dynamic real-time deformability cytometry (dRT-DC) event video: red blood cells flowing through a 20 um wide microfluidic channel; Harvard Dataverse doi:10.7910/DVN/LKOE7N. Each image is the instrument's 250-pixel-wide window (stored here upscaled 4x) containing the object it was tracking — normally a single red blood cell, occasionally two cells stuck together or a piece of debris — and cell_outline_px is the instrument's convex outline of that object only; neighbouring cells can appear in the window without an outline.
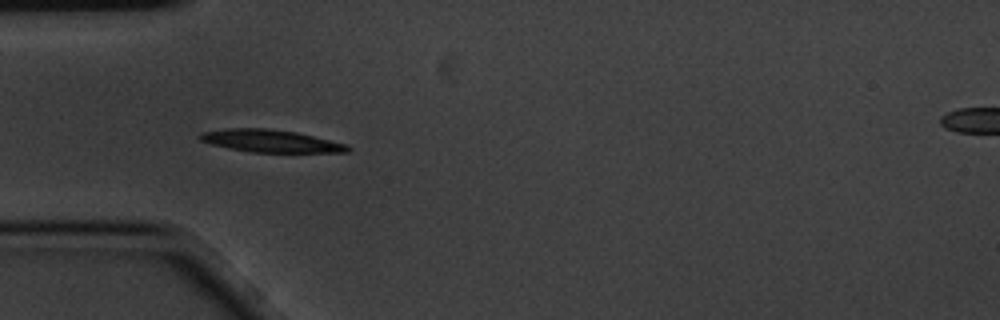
{"species": "common noctule bat (a hibernating species)", "species_latin": "Nyctalus noctula", "temperature_condition": "cold", "stored_images_in_passage": 3, "camera_frame_rate_fps": 3000, "um_per_image_px": 0.085, "animal": {"sex": "male", "body_mass_g": 20.1, "forearm_length_mm": 53.5}, "frame": {"image": 1, "passage_image": 3, "time_ms": 0.667, "image_size_px": [1000, 320], "cell_outline_px": [[352, 148], [348, 152], [252, 152], [228, 148], [212, 144], [200, 140], [196, 136], [200, 132], [228, 128], [268, 128], [296, 132], [348, 144]], "centroid_in_image_um": [22.99, 11.98], "position_along_channel_um": 62.0, "area_um2": 19.42}}